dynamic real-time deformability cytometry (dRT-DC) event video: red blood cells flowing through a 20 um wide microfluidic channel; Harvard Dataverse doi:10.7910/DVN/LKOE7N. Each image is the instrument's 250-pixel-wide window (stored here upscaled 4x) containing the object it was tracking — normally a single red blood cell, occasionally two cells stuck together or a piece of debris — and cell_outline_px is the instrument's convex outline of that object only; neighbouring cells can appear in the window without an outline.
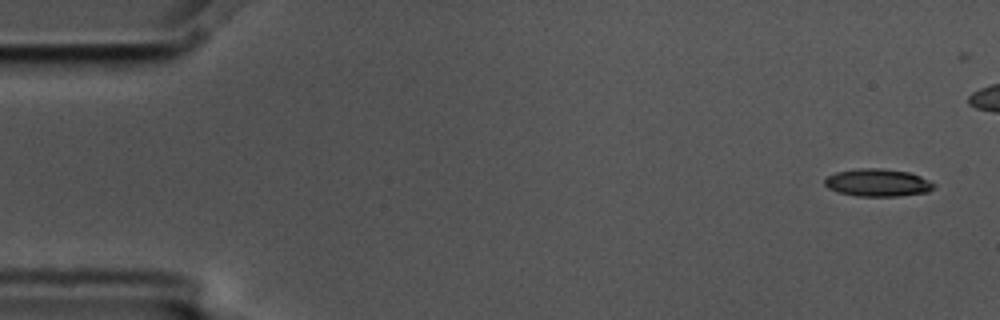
{"species": "common noctule bat (a hibernating species)", "species_latin": "Nyctalus noctula", "temperature_condition": "cold", "stored_images_in_passage": 5, "camera_frame_rate_fps": 3000, "um_per_image_px": 0.085, "animal": {"sex": "male", "body_mass_g": 17.5, "forearm_length_mm": 52.3}, "frame": {"image": 1, "passage_image": 1, "time_ms": 0.0, "image_size_px": [1000, 320], "cell_outline_px": [[936, 188], [928, 192], [896, 196], [856, 196], [836, 192], [828, 188], [824, 184], [824, 180], [828, 176], [836, 172], [860, 168], [880, 168], [908, 172], [920, 176], [936, 184]], "centroid_in_image_um": [74.6, 15.53], "position_along_channel_um": 10.4, "area_um2": 17.63}}